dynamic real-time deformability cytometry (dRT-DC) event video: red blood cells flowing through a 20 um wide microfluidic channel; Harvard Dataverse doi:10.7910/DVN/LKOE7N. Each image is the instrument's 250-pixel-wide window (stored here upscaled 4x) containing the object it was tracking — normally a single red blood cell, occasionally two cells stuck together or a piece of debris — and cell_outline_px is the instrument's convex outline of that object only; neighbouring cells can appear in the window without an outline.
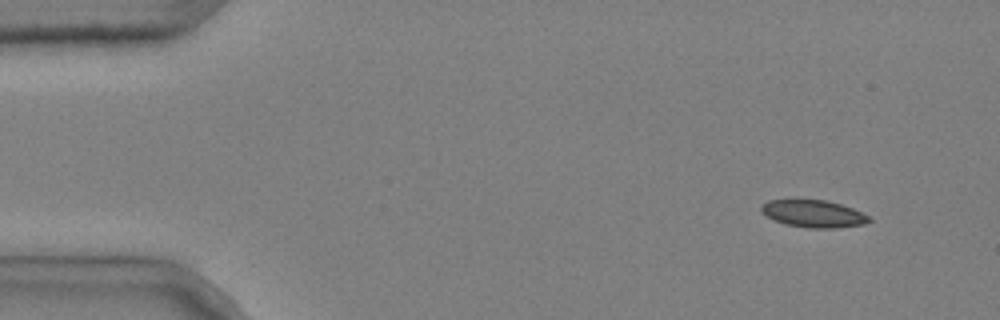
{"species": "common noctule bat (a hibernating species)", "species_latin": "Nyctalus noctula", "temperature_condition": "cold", "stored_images_in_passage": 4, "camera_frame_rate_fps": 3000, "um_per_image_px": 0.085, "animal": {"sex": "male", "body_mass_g": 20.4}, "frame": {"image": 1, "passage_image": 1, "time_ms": 0.0, "image_size_px": [1000, 320], "cell_outline_px": [[872, 220], [864, 224], [836, 228], [808, 228], [784, 224], [760, 212], [760, 204], [768, 200], [824, 200], [840, 204], [852, 208], [868, 216]], "centroid_in_image_um": [69.11, 18.17], "position_along_channel_um": 15.9, "area_um2": 17.05}}
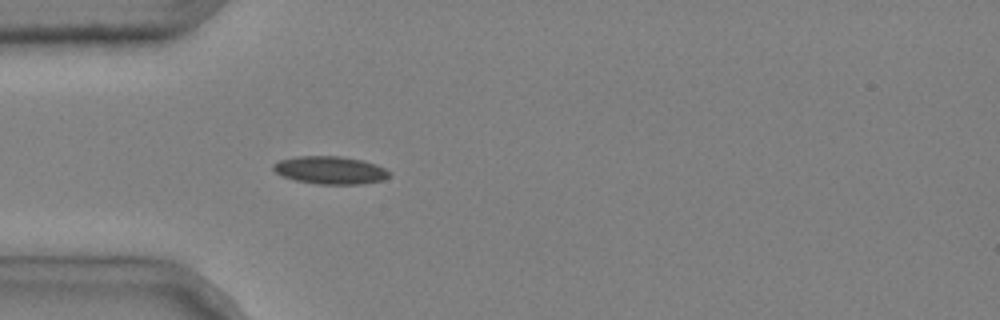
{"frame": {"image": 2, "passage_image": 4, "time_ms": 1.0, "image_size_px": [1000, 320], "cell_outline_px": [[392, 172], [384, 180], [360, 184], [316, 184], [296, 180], [280, 176], [272, 168], [272, 164], [280, 160], [300, 156], [340, 156], [364, 160], [376, 164]], "centroid_in_image_um": [28.08, 14.46], "position_along_channel_um": 56.9, "area_um2": 18.9}}